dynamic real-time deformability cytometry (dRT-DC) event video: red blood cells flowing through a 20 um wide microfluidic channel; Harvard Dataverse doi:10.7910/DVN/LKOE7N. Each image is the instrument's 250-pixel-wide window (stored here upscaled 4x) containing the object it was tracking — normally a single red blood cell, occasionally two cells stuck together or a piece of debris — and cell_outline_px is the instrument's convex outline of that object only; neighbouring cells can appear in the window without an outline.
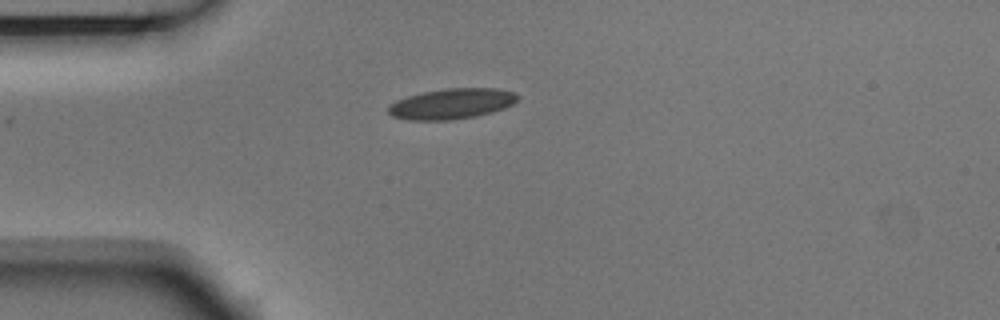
{"species": "Egyptian fruit bat (a non-hibernating species)", "species_latin": "Rousettus aegyptiacus", "temperature_condition": "room temperature", "stored_images_in_passage": 5, "camera_frame_rate_fps": 3000, "um_per_image_px": 0.085, "animal": {"sex": "male"}, "frame": {"image": 1, "passage_image": 5, "time_ms": 1.333, "image_size_px": [1000, 320], "cell_outline_px": [[520, 96], [512, 104], [504, 108], [492, 112], [476, 116], [452, 120], [408, 120], [392, 116], [388, 112], [388, 108], [396, 100], [408, 96], [424, 92], [444, 88], [496, 88], [516, 92]], "centroid_in_image_um": [38.42, 8.81], "position_along_channel_um": 46.6, "area_um2": 23.0}}